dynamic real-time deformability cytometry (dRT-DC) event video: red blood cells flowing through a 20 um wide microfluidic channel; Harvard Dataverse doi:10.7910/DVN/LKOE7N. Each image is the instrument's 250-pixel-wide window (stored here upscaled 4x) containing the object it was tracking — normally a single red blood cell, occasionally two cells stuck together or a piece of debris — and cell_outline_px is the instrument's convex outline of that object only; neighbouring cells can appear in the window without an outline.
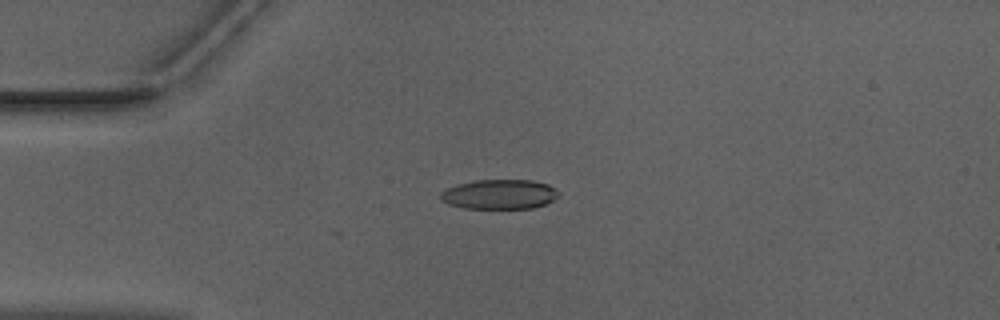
{"species": "Egyptian fruit bat (a non-hibernating species)", "species_latin": "Rousettus aegyptiacus", "temperature_condition": "warm", "stored_images_in_passage": 19, "camera_frame_rate_fps": 3000, "um_per_image_px": 0.085, "animal": {"sex": "male"}, "frame": {"image": 1, "passage_image": 13, "time_ms": 4.0, "image_size_px": [1000, 320], "cell_outline_px": [[556, 196], [552, 200], [544, 204], [532, 208], [464, 208], [448, 204], [440, 200], [440, 192], [456, 184], [472, 180], [532, 180], [548, 184], [556, 192]], "centroid_in_image_um": [42.37, 16.51], "position_along_channel_um": 42.6, "area_um2": 20.23}}
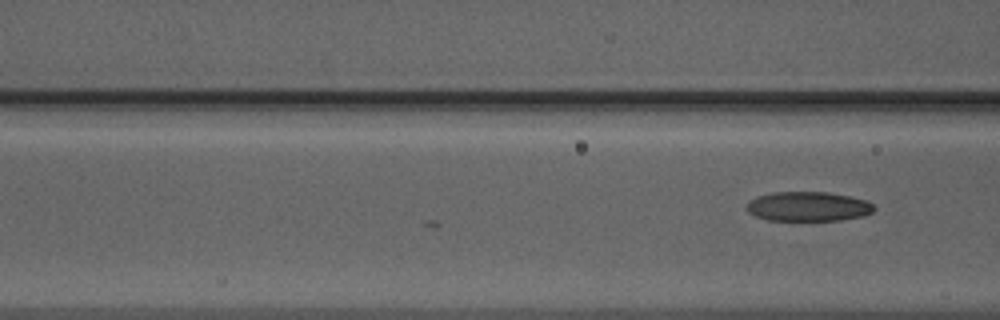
{"frame": {"image": 2, "passage_image": 19, "time_ms": 6.0, "image_size_px": [1000, 320], "cell_outline_px": [[876, 208], [872, 212], [860, 216], [840, 220], [768, 220], [756, 216], [748, 212], [748, 200], [756, 196], [772, 192], [828, 192], [868, 200]], "centroid_in_image_um": [68.68, 17.54], "position_along_channel_um": 97.9, "area_um2": 21.85}}